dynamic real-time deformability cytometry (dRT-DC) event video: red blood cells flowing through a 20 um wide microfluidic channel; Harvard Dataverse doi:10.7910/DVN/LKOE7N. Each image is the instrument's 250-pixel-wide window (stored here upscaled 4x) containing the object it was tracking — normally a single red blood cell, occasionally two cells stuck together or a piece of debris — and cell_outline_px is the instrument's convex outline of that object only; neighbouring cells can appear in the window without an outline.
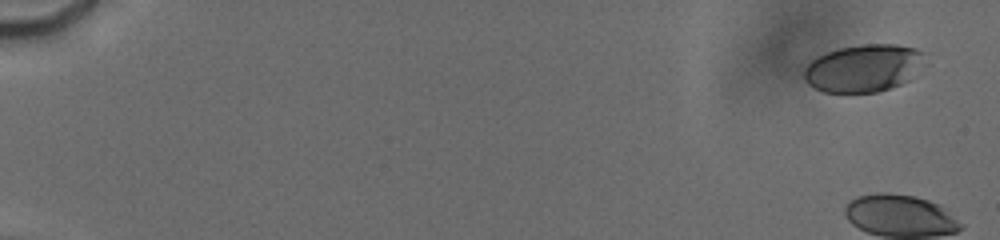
{"species": "human", "species_latin": "Homo sapiens", "temperature_condition": "cold", "stored_images_in_passage": 24, "camera_frame_rate_fps": 3000, "um_per_image_px": 0.085, "donor": {"sex": "male"}, "frame": {"image": 1, "passage_image": 9, "time_ms": 1.0, "image_size_px": [1000, 240], "cell_outline_px": [[924, 52], [908, 80], [900, 84], [876, 92], [824, 92], [808, 84], [804, 80], [804, 68], [816, 56], [840, 48], [860, 44], [896, 44], [916, 48]], "centroid_in_image_um": [73.3, 5.78], "position_along_channel_um": 11.7, "area_um2": 32.71}}